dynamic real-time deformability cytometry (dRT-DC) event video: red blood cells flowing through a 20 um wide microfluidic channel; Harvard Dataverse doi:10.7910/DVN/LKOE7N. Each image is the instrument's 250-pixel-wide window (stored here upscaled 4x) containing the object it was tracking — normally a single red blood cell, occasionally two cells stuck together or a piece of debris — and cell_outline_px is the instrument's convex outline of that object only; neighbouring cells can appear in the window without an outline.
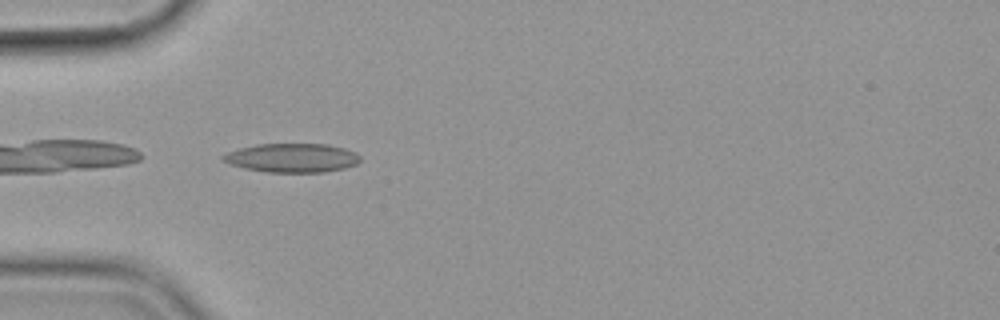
{"species": "common noctule bat (a hibernating species)", "species_latin": "Nyctalus noctula", "temperature_condition": "cold", "stored_images_in_passage": 40, "camera_frame_rate_fps": 3000, "um_per_image_px": 0.085, "animal": {"sex": "female", "body_mass_g": 19.9}, "frame": {"image": 1, "passage_image": 1, "time_ms": 0.0, "image_size_px": [1000, 320], "cell_outline_px": [[360, 160], [356, 164], [344, 168], [324, 172], [268, 172], [244, 168], [232, 164], [224, 160], [220, 156], [228, 152], [240, 148], [256, 144], [328, 144], [344, 148], [356, 152], [360, 156]], "centroid_in_image_um": [24.85, 13.41], "position_along_channel_um": 60.1, "area_um2": 23.0}}
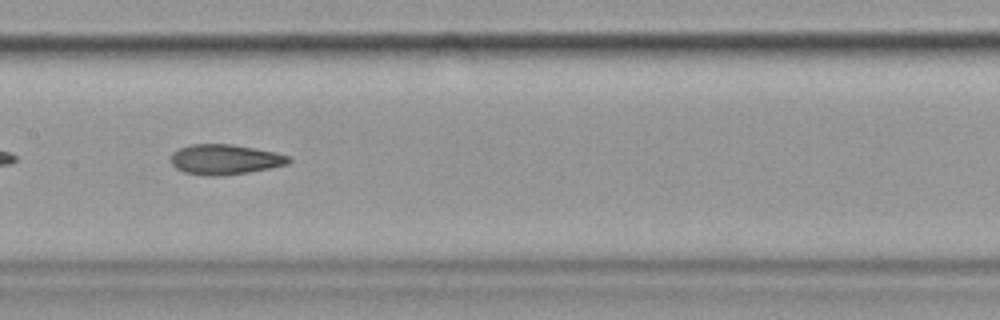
{"frame": {"image": 2, "passage_image": 12, "time_ms": 3.667, "image_size_px": [1000, 320], "cell_outline_px": [[292, 160], [288, 164], [248, 172], [212, 176], [184, 172], [176, 168], [172, 164], [172, 152], [180, 148], [192, 144], [232, 144], [256, 148], [276, 152], [288, 156]], "centroid_in_image_um": [19.13, 13.54], "position_along_channel_um": 188.3, "area_um2": 20.46}}
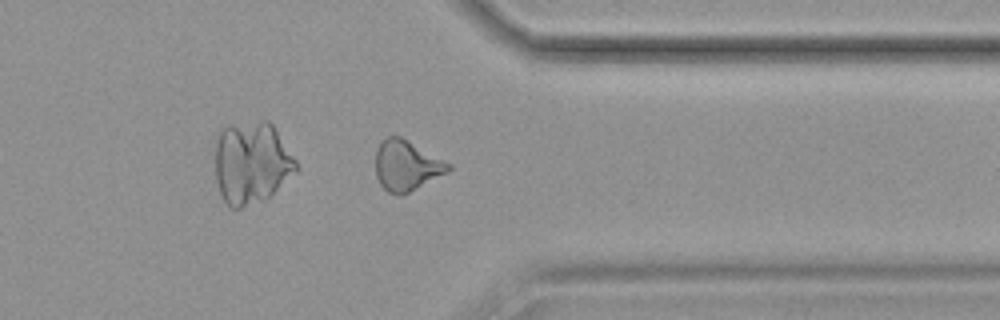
{"frame": {"image": 3, "passage_image": 28, "time_ms": 9.0, "image_size_px": [1000, 320], "cell_outline_px": [[452, 168], [448, 172], [408, 192], [388, 192], [380, 184], [376, 176], [376, 148], [380, 140], [388, 136], [400, 136], [452, 164]], "centroid_in_image_um": [34.55, 14.02], "position_along_channel_um": 376.9, "area_um2": 21.04}, "authors_computed_cell_mechanics": {"area_um2": 20.9236, "velocity_mm_per_s": 3.6066, "shape_relaxation_time_tau1_ms": null, "shape_relaxation_time_tau2_ms": 2.9686, "deformation_change_tau1": null, "deformation_change_tau2": 0.1066}}